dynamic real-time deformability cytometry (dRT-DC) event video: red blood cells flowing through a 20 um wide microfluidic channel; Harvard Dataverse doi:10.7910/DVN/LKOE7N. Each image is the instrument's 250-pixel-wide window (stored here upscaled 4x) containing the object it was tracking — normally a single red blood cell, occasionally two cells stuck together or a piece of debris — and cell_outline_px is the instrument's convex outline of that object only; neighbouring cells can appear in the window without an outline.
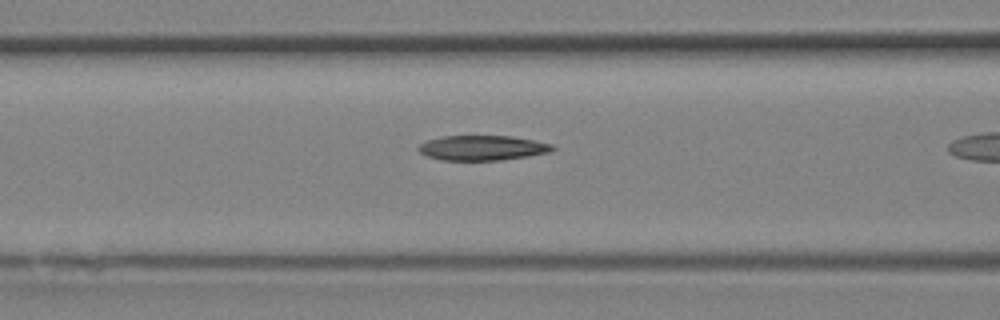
{"species": "Egyptian fruit bat (a non-hibernating species)", "species_latin": "Rousettus aegyptiacus", "temperature_condition": "room temperature", "stored_images_in_passage": 7, "camera_frame_rate_fps": 3000, "um_per_image_px": 0.085, "animal": {"sex": "female"}, "frame": {"image": 1, "passage_image": 4, "time_ms": 1.0, "image_size_px": [1000, 320], "cell_outline_px": [[556, 148], [548, 152], [528, 156], [500, 160], [440, 160], [428, 156], [420, 152], [416, 148], [420, 144], [428, 140], [444, 136], [512, 136], [552, 144]], "centroid_in_image_um": [40.98, 12.57], "position_along_channel_um": 125.6, "area_um2": 19.31}}